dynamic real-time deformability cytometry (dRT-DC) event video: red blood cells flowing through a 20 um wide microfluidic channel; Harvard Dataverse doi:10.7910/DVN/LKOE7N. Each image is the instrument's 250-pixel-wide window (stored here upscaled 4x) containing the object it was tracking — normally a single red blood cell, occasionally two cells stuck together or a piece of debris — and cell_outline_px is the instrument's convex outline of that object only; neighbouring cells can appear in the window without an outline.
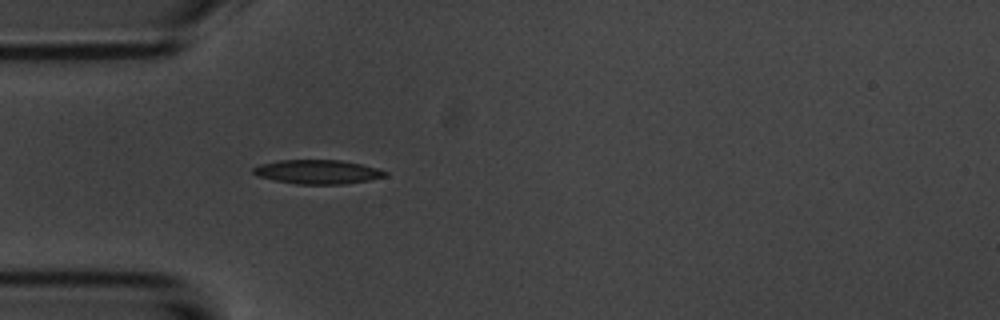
{"species": "common noctule bat (a hibernating species)", "species_latin": "Nyctalus noctula", "temperature_condition": "room temperature", "stored_images_in_passage": 6, "camera_frame_rate_fps": 3000, "um_per_image_px": 0.085, "animal": {"sex": "male", "body_mass_g": 20.1, "forearm_length_mm": 53.5}, "frame": {"image": 1, "passage_image": 6, "time_ms": 6.667, "image_size_px": [1000, 320], "cell_outline_px": [[388, 176], [368, 180], [344, 184], [296, 184], [272, 180], [256, 176], [252, 172], [252, 168], [260, 164], [280, 160], [340, 160], [360, 164], [376, 168], [388, 172]], "centroid_in_image_um": [26.96, 14.61], "position_along_channel_um": 58.0, "area_um2": 18.55}}